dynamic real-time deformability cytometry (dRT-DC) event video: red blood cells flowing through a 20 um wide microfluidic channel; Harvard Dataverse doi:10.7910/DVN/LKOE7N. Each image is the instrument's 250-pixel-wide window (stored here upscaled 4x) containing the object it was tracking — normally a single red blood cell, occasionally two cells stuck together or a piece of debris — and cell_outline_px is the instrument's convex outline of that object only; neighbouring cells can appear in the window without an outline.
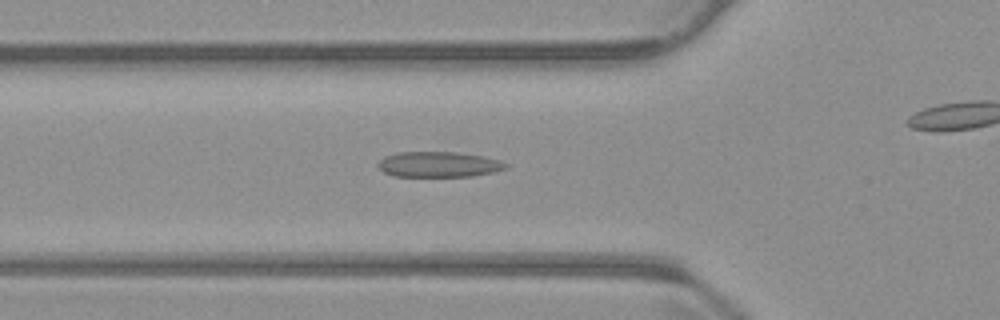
{"species": "common noctule bat (a hibernating species)", "species_latin": "Nyctalus noctula", "temperature_condition": "warm", "stored_images_in_passage": 43, "camera_frame_rate_fps": 3000, "um_per_image_px": 0.085, "animal": {"sex": "male", "body_mass_g": 23.1, "forearm_length_mm": 52.7}, "frame": {"image": 1, "passage_image": 18, "time_ms": 5.667, "image_size_px": [1000, 320], "cell_outline_px": [[508, 168], [492, 172], [468, 176], [392, 176], [384, 172], [376, 164], [384, 156], [396, 152], [456, 152], [484, 156], [500, 160], [508, 164]], "centroid_in_image_um": [37.27, 13.96], "position_along_channel_um": 88.5, "area_um2": 18.96}}
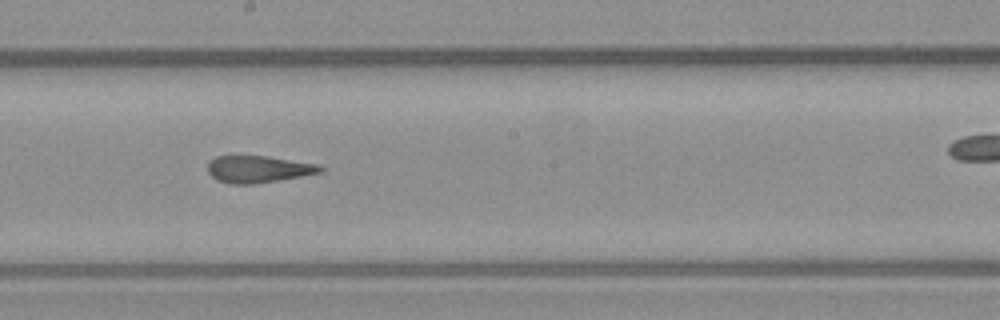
{"frame": {"image": 2, "passage_image": 29, "time_ms": 9.333, "image_size_px": [1000, 320], "cell_outline_px": [[324, 168], [320, 172], [300, 176], [252, 184], [228, 184], [216, 180], [208, 172], [208, 160], [216, 156], [232, 152], [268, 156], [316, 164]], "centroid_in_image_um": [21.81, 14.32], "position_along_channel_um": 226.4, "area_um2": 18.26}}
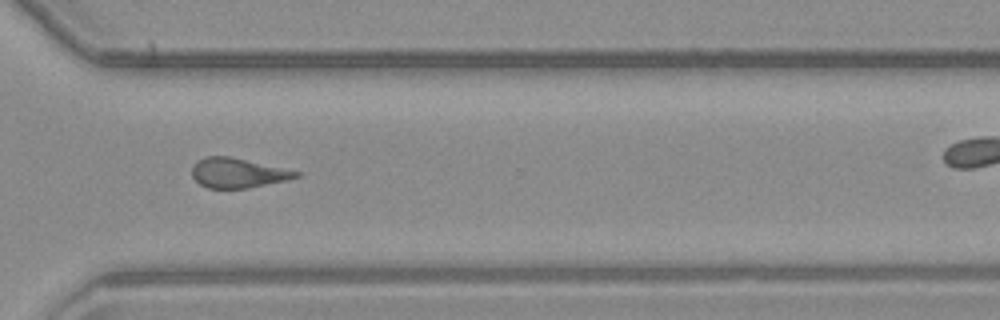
{"frame": {"image": 3, "passage_image": 39, "time_ms": 12.667, "image_size_px": [1000, 320], "cell_outline_px": [[300, 176], [284, 180], [248, 188], [208, 188], [200, 184], [192, 176], [192, 164], [196, 160], [204, 156], [228, 156], [300, 172]], "centroid_in_image_um": [20.13, 14.69], "position_along_channel_um": 350.5, "area_um2": 17.74}}